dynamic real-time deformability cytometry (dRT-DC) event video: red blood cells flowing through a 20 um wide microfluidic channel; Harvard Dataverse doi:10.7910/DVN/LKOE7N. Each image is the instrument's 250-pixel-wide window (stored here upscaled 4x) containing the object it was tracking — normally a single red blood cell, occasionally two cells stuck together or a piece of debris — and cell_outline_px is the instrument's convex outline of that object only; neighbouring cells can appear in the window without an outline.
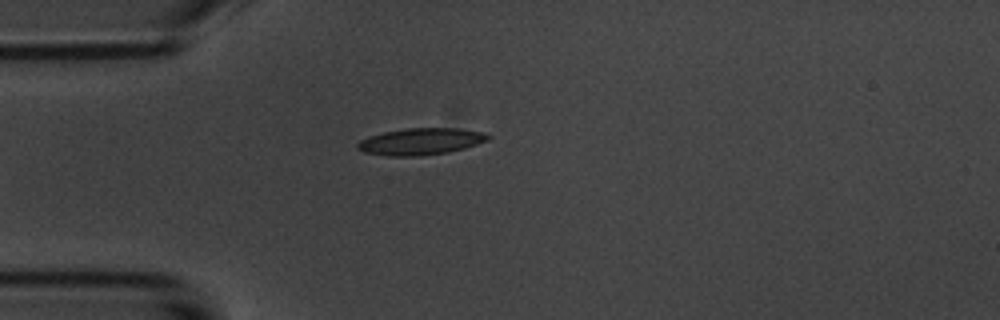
{"species": "common noctule bat (a hibernating species)", "species_latin": "Nyctalus noctula", "temperature_condition": "room temperature", "stored_images_in_passage": 1, "camera_frame_rate_fps": 3000, "um_per_image_px": 0.085, "animal": {"sex": "male", "body_mass_g": 20.1, "forearm_length_mm": 53.5}, "frame": {"image": 1, "passage_image": 1, "time_ms": 0.0, "image_size_px": [1000, 320], "cell_outline_px": [[492, 136], [488, 140], [464, 148], [448, 152], [420, 156], [388, 156], [364, 152], [356, 148], [356, 144], [360, 140], [368, 136], [384, 132], [408, 128], [460, 128], [484, 132]], "centroid_in_image_um": [35.76, 12.02], "position_along_channel_um": 49.2, "area_um2": 20.4}}